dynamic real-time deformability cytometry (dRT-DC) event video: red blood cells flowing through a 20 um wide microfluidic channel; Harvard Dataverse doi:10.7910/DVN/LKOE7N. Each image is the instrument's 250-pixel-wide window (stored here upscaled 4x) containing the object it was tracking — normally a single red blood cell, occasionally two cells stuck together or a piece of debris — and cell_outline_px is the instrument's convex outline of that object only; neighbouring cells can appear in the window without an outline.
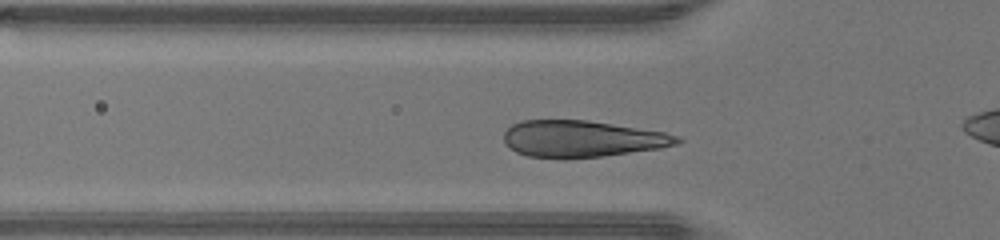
{"species": "human", "species_latin": "Homo sapiens", "temperature_condition": "warm", "stored_images_in_passage": 34, "camera_frame_rate_fps": 3000, "um_per_image_px": 0.085, "donor": {"sex": "male"}, "frame": {"image": 1, "passage_image": 10, "time_ms": 3.0, "image_size_px": [1000, 240], "cell_outline_px": [[684, 140], [676, 144], [660, 148], [600, 156], [564, 160], [528, 156], [516, 152], [504, 144], [504, 132], [512, 124], [520, 120], [588, 120], [664, 132], [676, 136]], "centroid_in_image_um": [49.4, 11.81], "position_along_channel_um": 76.4, "area_um2": 37.17}}
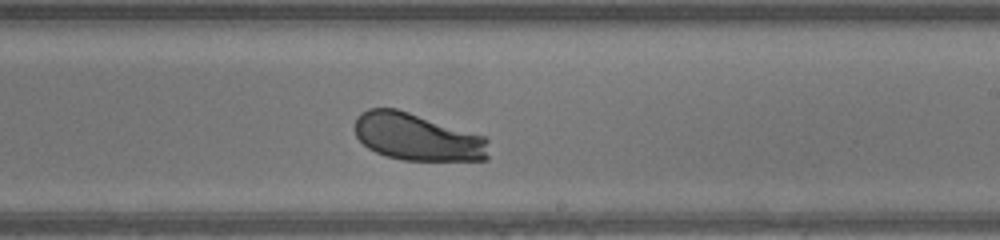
{"frame": {"image": 2, "passage_image": 22, "time_ms": 7.0, "image_size_px": [1000, 240], "cell_outline_px": [[488, 160], [404, 160], [388, 156], [376, 152], [368, 148], [356, 136], [356, 116], [360, 112], [368, 108], [396, 108], [488, 136]], "centroid_in_image_um": [35.51, 11.63], "position_along_channel_um": 253.5, "area_um2": 37.11}}
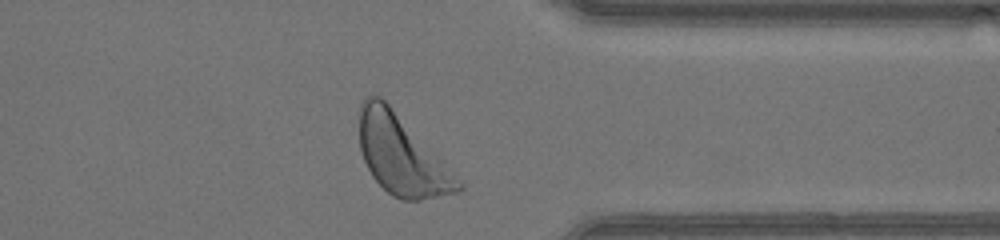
{"frame": {"image": 3, "passage_image": 31, "time_ms": 10.0, "image_size_px": [1000, 240], "cell_outline_px": [[464, 188], [456, 192], [420, 200], [400, 200], [392, 196], [372, 176], [364, 160], [360, 148], [360, 104], [368, 96], [380, 96], [388, 104], [464, 184]], "centroid_in_image_um": [34.11, 13.23], "position_along_channel_um": 377.3, "area_um2": 44.39}, "authors_computed_cell_mechanics": {"area_um2": 37.1943, "velocity_mm_per_s": 4.4027, "shape_relaxation_time_tau1_ms": 1.3766, "shape_relaxation_time_tau2_ms": null, "deformation_change_tau1": 0.1297, "deformation_change_tau2": null}}